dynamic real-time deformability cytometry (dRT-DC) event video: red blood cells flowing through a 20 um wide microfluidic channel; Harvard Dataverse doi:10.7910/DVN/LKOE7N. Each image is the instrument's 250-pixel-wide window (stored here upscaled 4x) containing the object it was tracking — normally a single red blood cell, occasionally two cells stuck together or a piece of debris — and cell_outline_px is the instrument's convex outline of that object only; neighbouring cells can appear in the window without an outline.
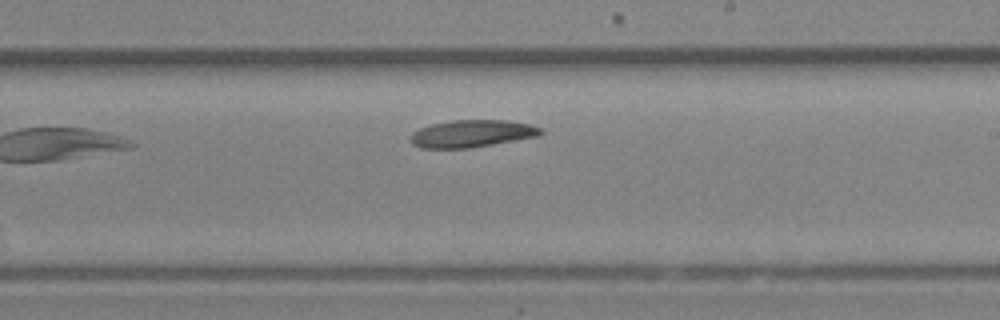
{"species": "Egyptian fruit bat (a non-hibernating species)", "species_latin": "Rousettus aegyptiacus", "temperature_condition": "room temperature", "stored_images_in_passage": 13, "camera_frame_rate_fps": 3000, "um_per_image_px": 0.085, "animal": {"sex": "female"}, "frame": {"image": 1, "passage_image": 13, "time_ms": 4.0, "image_size_px": [1000, 320], "cell_outline_px": [[544, 132], [540, 136], [472, 148], [420, 148], [412, 144], [412, 132], [420, 128], [432, 124], [452, 120], [508, 120], [532, 124], [540, 128]], "centroid_in_image_um": [40.16, 11.36], "position_along_channel_um": 248.8, "area_um2": 20.87}}